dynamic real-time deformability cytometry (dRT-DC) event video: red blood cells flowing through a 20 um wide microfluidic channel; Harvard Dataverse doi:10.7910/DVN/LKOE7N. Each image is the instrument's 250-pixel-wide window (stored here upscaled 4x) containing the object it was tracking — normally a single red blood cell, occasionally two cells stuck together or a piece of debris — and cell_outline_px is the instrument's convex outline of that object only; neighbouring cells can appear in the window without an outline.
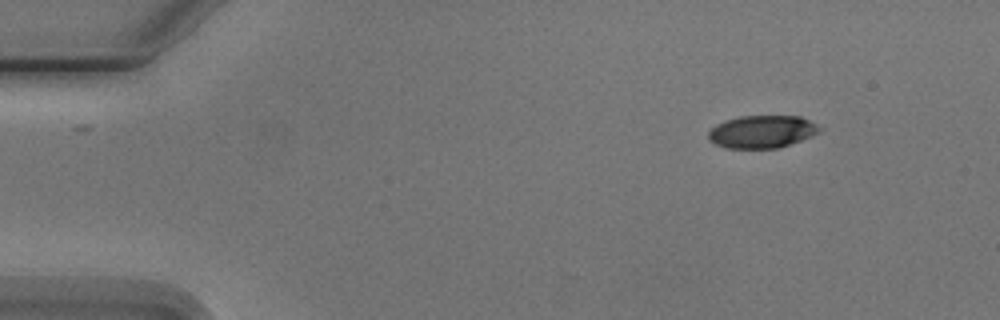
{"species": "Egyptian fruit bat (a non-hibernating species)", "species_latin": "Rousettus aegyptiacus", "temperature_condition": "cold", "stored_images_in_passage": 9, "camera_frame_rate_fps": 3000, "um_per_image_px": 0.085, "animal": {"sex": "male"}, "frame": {"image": 1, "passage_image": 1, "time_ms": 0.0, "image_size_px": [1000, 320], "cell_outline_px": [[820, 128], [812, 136], [776, 148], [728, 148], [716, 144], [708, 140], [708, 132], [716, 124], [740, 116], [800, 116], [816, 124]], "centroid_in_image_um": [64.73, 11.19], "position_along_channel_um": 20.3, "area_um2": 20.75}}
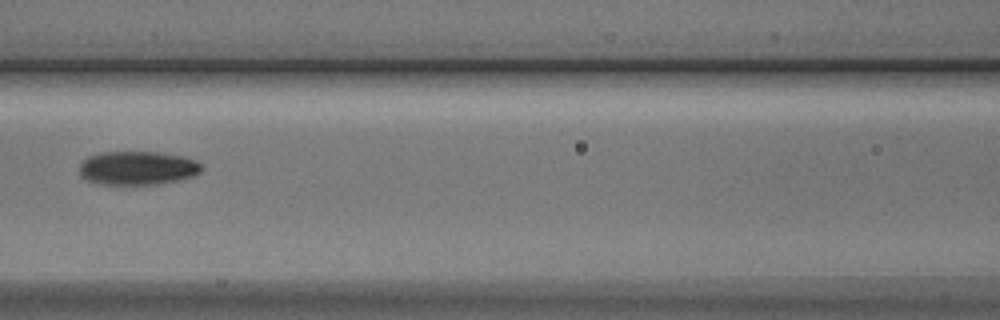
{"frame": {"image": 2, "passage_image": 6, "time_ms": 6.0, "image_size_px": [1000, 320], "cell_outline_px": [[204, 168], [200, 172], [192, 176], [176, 180], [156, 184], [104, 184], [88, 180], [80, 172], [80, 164], [88, 156], [100, 152], [156, 152], [184, 156], [196, 160]], "centroid_in_image_um": [11.72, 14.26], "position_along_channel_um": 154.9, "area_um2": 23.76}}
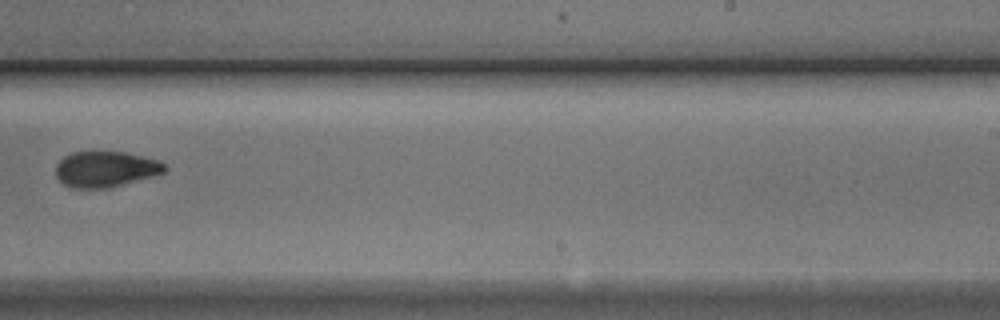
{"frame": {"image": 3, "passage_image": 9, "time_ms": 9.333, "image_size_px": [1000, 320], "cell_outline_px": [[168, 168], [164, 172], [152, 176], [108, 188], [68, 188], [56, 176], [56, 164], [64, 156], [72, 152], [124, 152], [156, 160], [164, 164]], "centroid_in_image_um": [8.93, 14.38], "position_along_channel_um": 280.1, "area_um2": 22.48}}